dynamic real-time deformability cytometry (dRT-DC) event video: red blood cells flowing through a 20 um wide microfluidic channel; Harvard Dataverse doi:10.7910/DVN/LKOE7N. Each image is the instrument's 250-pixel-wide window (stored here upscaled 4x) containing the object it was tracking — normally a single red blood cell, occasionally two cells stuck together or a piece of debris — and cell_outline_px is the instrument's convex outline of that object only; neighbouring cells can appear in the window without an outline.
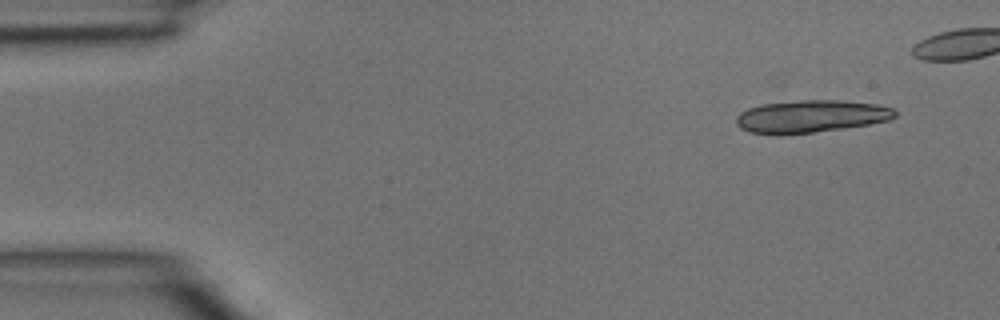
{"species": "common noctule bat (a hibernating species)", "species_latin": "Nyctalus noctula", "temperature_condition": "room temperature", "stored_images_in_passage": 4, "camera_frame_rate_fps": 3000, "um_per_image_px": 0.085, "animal": {"sex": "male", "body_mass_g": 15.6}, "frame": {"image": 1, "passage_image": 1, "time_ms": 0.0, "image_size_px": [1000, 320], "cell_outline_px": [[896, 116], [888, 120], [868, 124], [844, 128], [780, 136], [776, 136], [748, 132], [740, 128], [736, 124], [736, 116], [740, 112], [748, 108], [760, 104], [800, 100], [840, 100], [876, 104], [892, 108], [896, 112]], "centroid_in_image_um": [68.85, 9.9], "position_along_channel_um": 16.1, "area_um2": 30.35}}